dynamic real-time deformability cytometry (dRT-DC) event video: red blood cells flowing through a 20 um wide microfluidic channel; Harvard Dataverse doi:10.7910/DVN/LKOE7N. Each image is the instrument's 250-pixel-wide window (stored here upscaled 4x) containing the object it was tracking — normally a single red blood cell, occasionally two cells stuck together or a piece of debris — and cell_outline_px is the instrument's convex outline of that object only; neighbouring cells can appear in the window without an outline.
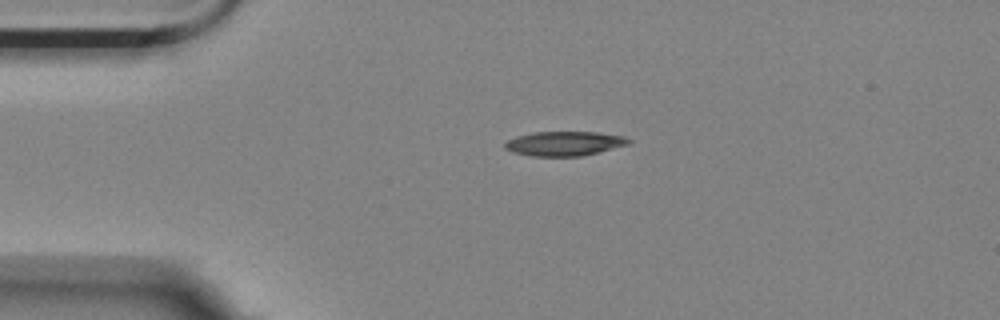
{"species": "Egyptian fruit bat (a non-hibernating species)", "species_latin": "Rousettus aegyptiacus", "temperature_condition": "room temperature", "stored_images_in_passage": 5, "camera_frame_rate_fps": 3000, "um_per_image_px": 0.085, "animal": {"sex": "female"}, "frame": {"image": 1, "passage_image": 1, "time_ms": 0.0, "image_size_px": [1000, 320], "cell_outline_px": [[632, 144], [580, 156], [532, 156], [512, 152], [504, 148], [504, 144], [508, 140], [516, 136], [532, 132], [596, 132], [624, 136], [632, 140]], "centroid_in_image_um": [47.98, 12.2], "position_along_channel_um": 37.0, "area_um2": 17.69}}
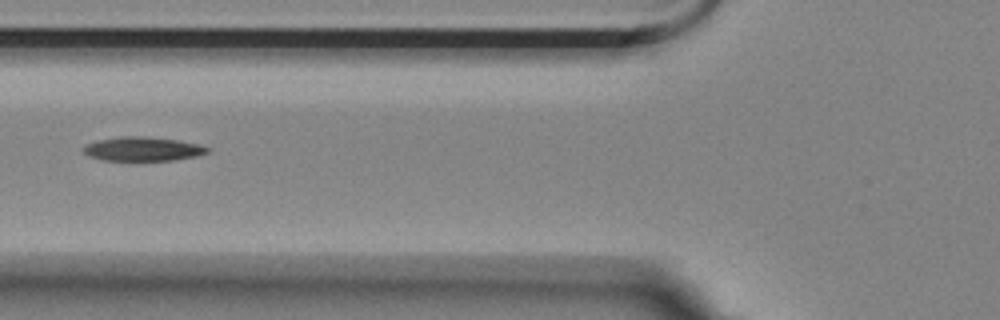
{"frame": {"image": 2, "passage_image": 3, "time_ms": 0.667, "image_size_px": [1000, 320], "cell_outline_px": [[208, 152], [196, 156], [172, 160], [100, 160], [88, 156], [80, 148], [84, 144], [100, 140], [120, 136], [140, 136], [176, 140], [196, 144], [208, 148]], "centroid_in_image_um": [12.03, 12.66], "position_along_channel_um": 113.8, "area_um2": 17.17}}
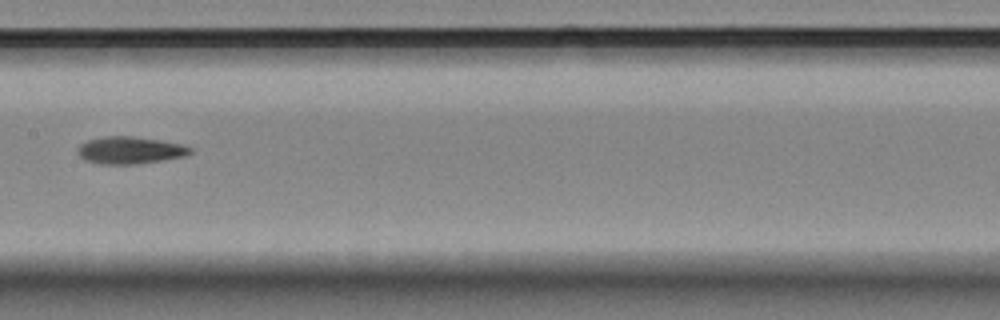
{"frame": {"image": 3, "passage_image": 5, "time_ms": 1.333, "image_size_px": [1000, 320], "cell_outline_px": [[192, 152], [188, 156], [164, 160], [136, 164], [100, 164], [84, 160], [76, 152], [76, 148], [80, 144], [88, 140], [104, 136], [128, 136], [160, 140], [184, 144], [192, 148]], "centroid_in_image_um": [11.06, 12.77], "position_along_channel_um": 196.3, "area_um2": 18.09}}